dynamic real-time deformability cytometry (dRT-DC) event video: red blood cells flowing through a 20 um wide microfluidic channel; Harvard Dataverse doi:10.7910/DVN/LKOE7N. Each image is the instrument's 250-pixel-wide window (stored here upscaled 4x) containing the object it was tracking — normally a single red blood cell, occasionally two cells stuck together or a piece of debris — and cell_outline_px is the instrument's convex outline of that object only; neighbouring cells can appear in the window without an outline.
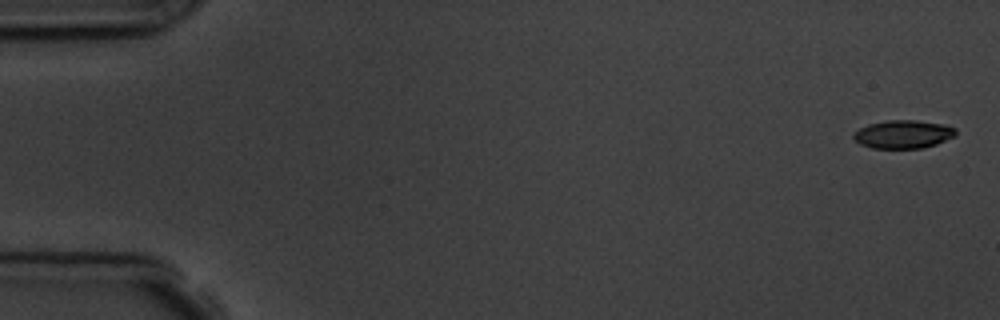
{"species": "common noctule bat (a hibernating species)", "species_latin": "Nyctalus noctula", "temperature_condition": "room temperature", "stored_images_in_passage": 5, "camera_frame_rate_fps": 3000, "um_per_image_px": 0.085, "animal": {"sex": "male", "body_mass_g": 19.5, "forearm_length_mm": 54.6}, "frame": {"image": 1, "passage_image": 1, "time_ms": 0.0, "image_size_px": [1000, 320], "cell_outline_px": [[956, 136], [936, 144], [920, 148], [872, 148], [860, 144], [852, 136], [860, 128], [868, 124], [888, 120], [916, 120], [944, 124], [956, 128]], "centroid_in_image_um": [76.8, 11.4], "position_along_channel_um": 8.2, "area_um2": 16.76}}
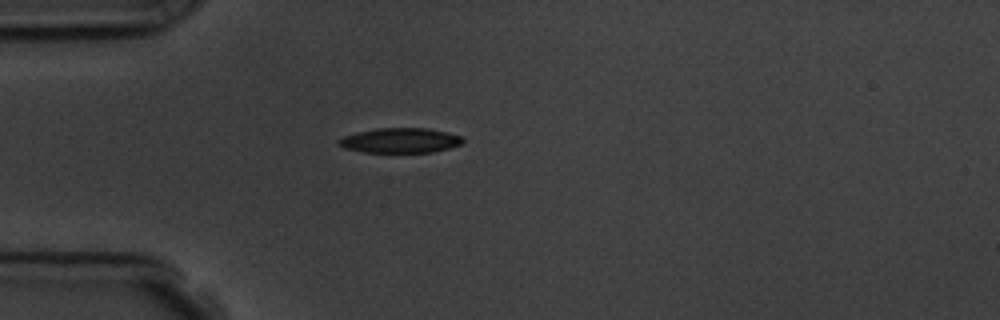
{"frame": {"image": 2, "passage_image": 5, "time_ms": 4.667, "image_size_px": [1000, 320], "cell_outline_px": [[464, 140], [460, 144], [448, 148], [432, 152], [364, 152], [344, 148], [336, 144], [336, 140], [344, 136], [356, 132], [376, 128], [428, 128], [460, 136]], "centroid_in_image_um": [33.94, 11.93], "position_along_channel_um": 51.1, "area_um2": 17.92}}